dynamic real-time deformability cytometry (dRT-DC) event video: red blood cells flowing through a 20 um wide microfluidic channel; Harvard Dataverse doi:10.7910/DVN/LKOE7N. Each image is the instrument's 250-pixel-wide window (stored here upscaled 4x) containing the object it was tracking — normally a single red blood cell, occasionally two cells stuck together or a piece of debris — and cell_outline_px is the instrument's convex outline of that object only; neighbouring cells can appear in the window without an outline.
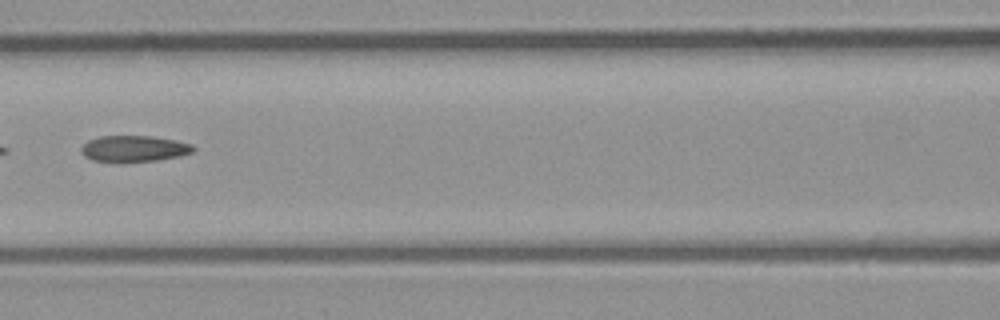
{"species": "common noctule bat (a hibernating species)", "species_latin": "Nyctalus noctula", "temperature_condition": "room temperature", "stored_images_in_passage": 5, "camera_frame_rate_fps": 3000, "um_per_image_px": 0.085, "animal": {"sex": "male", "body_mass_g": 23.1, "forearm_length_mm": 52.7}, "frame": {"image": 1, "passage_image": 4, "time_ms": 1.0, "image_size_px": [1000, 320], "cell_outline_px": [[196, 148], [192, 152], [180, 156], [156, 160], [92, 160], [84, 156], [80, 152], [80, 148], [88, 140], [100, 136], [152, 136], [176, 140], [192, 144]], "centroid_in_image_um": [11.41, 12.6], "position_along_channel_um": 155.2, "area_um2": 16.7}}
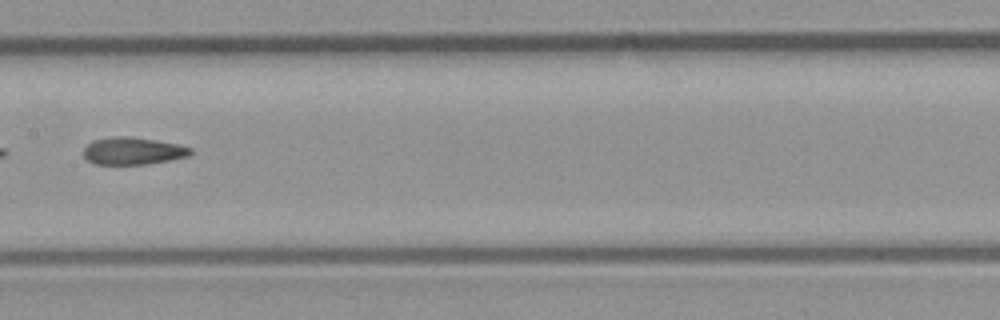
{"frame": {"image": 2, "passage_image": 5, "time_ms": 1.333, "image_size_px": [1000, 320], "cell_outline_px": [[192, 152], [188, 156], [168, 160], [144, 164], [96, 164], [88, 160], [84, 156], [84, 148], [92, 140], [112, 136], [128, 136], [156, 140], [176, 144], [192, 148]], "centroid_in_image_um": [11.27, 12.82], "position_along_channel_um": 196.1, "area_um2": 16.88}}